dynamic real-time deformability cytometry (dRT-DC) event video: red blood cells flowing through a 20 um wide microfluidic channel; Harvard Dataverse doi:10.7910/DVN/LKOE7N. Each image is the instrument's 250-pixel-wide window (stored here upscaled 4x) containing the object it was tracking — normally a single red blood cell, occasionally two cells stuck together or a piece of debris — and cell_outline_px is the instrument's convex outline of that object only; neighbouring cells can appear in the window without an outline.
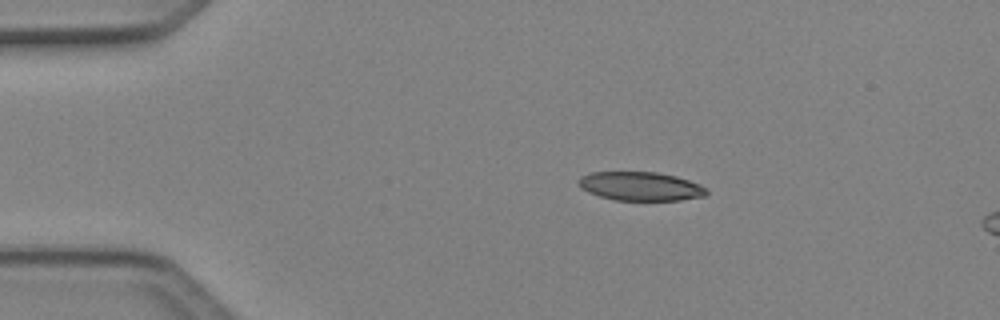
{"species": "Egyptian fruit bat (a non-hibernating species)", "species_latin": "Rousettus aegyptiacus", "temperature_condition": "cold", "stored_images_in_passage": 15, "camera_frame_rate_fps": 3000, "um_per_image_px": 0.085, "animal": {"sex": "female"}, "frame": {"image": 1, "passage_image": 9, "time_ms": 2.667, "image_size_px": [1000, 320], "cell_outline_px": [[708, 192], [704, 196], [680, 200], [616, 200], [600, 196], [588, 192], [580, 188], [576, 180], [580, 176], [592, 172], [656, 172], [676, 176], [700, 184], [708, 188]], "centroid_in_image_um": [54.43, 15.83], "position_along_channel_um": 30.6, "area_um2": 21.56}}